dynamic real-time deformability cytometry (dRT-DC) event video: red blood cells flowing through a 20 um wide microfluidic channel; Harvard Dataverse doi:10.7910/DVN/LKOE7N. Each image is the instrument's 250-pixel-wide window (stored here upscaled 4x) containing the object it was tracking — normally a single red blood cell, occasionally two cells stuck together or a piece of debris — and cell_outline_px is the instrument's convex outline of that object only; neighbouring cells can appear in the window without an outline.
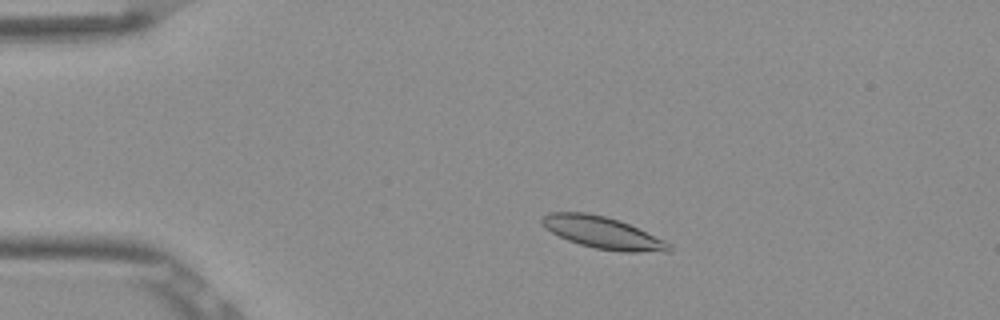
{"species": "Egyptian fruit bat (a non-hibernating species)", "species_latin": "Rousettus aegyptiacus", "temperature_condition": "room temperature", "stored_images_in_passage": 45, "camera_frame_rate_fps": 3000, "um_per_image_px": 0.085, "frame": {"image": 1, "passage_image": 3, "time_ms": 0.667, "image_size_px": [1000, 320], "cell_outline_px": [[672, 248], [668, 252], [624, 252], [596, 248], [580, 244], [568, 240], [552, 232], [540, 224], [540, 220], [548, 212], [588, 212], [620, 220], [664, 240], [672, 244]], "centroid_in_image_um": [51.24, 19.77], "position_along_channel_um": 33.8, "area_um2": 23.58}}
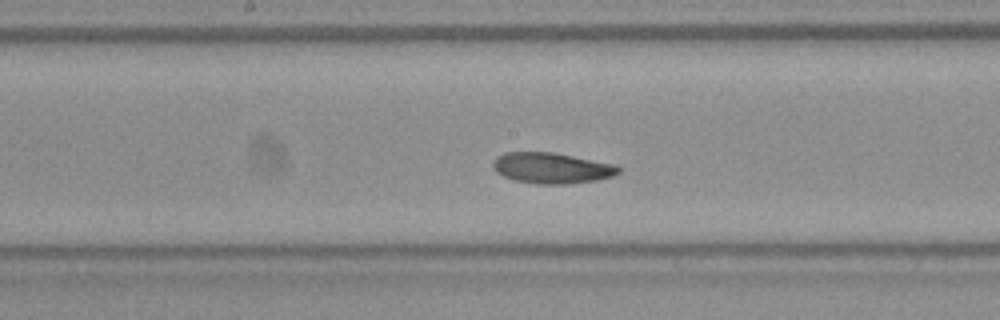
{"frame": {"image": 2, "passage_image": 20, "time_ms": 6.333, "image_size_px": [1000, 320], "cell_outline_px": [[620, 172], [612, 176], [596, 180], [564, 184], [536, 184], [512, 180], [496, 172], [492, 168], [492, 164], [496, 156], [504, 152], [552, 152], [616, 164], [620, 168]], "centroid_in_image_um": [46.86, 14.28], "position_along_channel_um": 201.3, "area_um2": 22.66}}
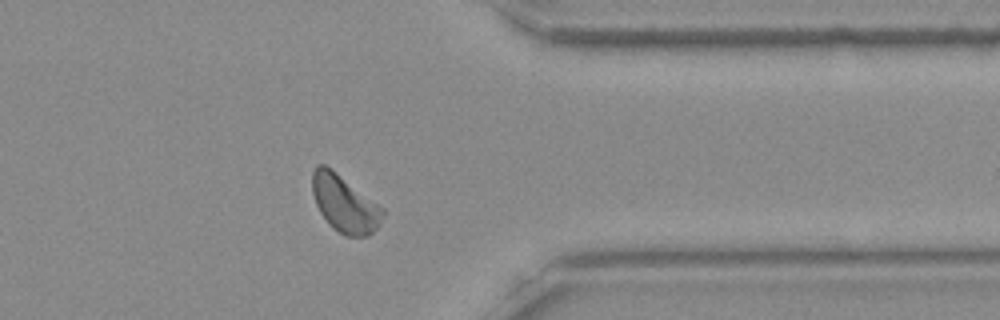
{"frame": {"image": 3, "passage_image": 35, "time_ms": 11.333, "image_size_px": [1000, 320], "cell_outline_px": [[384, 216], [380, 224], [368, 236], [344, 236], [332, 228], [320, 212], [316, 204], [312, 192], [312, 172], [316, 164], [324, 164], [384, 208]], "centroid_in_image_um": [29.28, 17.34], "position_along_channel_um": 382.1, "area_um2": 23.18}, "authors_computed_cell_mechanics": {"area_um2": 22.5998, "velocity_mm_per_s": 3.8087, "shape_relaxation_time_tau1_ms": 9.3412, "shape_relaxation_time_tau2_ms": null, "deformation_change_tau1": 0.1877, "deformation_change_tau2": null}}